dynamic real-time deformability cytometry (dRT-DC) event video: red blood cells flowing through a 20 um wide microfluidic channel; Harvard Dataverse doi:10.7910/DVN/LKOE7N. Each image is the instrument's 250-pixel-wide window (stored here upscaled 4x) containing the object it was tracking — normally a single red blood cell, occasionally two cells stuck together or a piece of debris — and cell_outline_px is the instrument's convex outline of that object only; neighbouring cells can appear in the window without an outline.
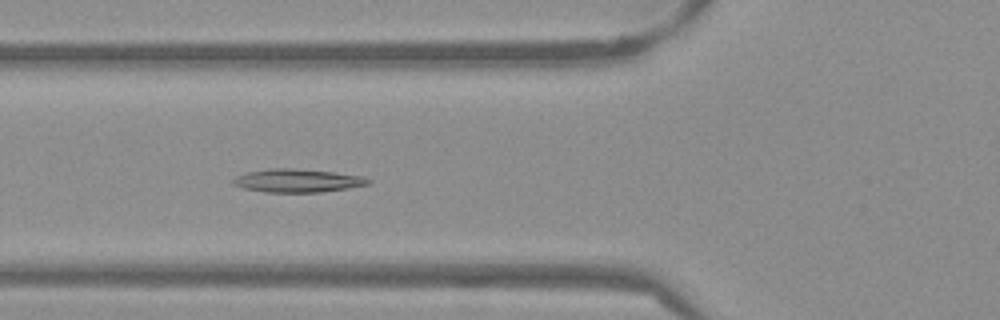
{"species": "Egyptian fruit bat (a non-hibernating species)", "species_latin": "Rousettus aegyptiacus", "temperature_condition": "warm", "stored_images_in_passage": 36, "camera_frame_rate_fps": 3000, "um_per_image_px": 0.085, "frame": {"image": 1, "passage_image": 3, "time_ms": 0.667, "image_size_px": [1000, 320], "cell_outline_px": [[372, 180], [368, 184], [348, 188], [320, 192], [264, 192], [244, 188], [232, 184], [232, 180], [236, 176], [244, 172], [272, 168], [292, 168], [336, 172], [364, 176]], "centroid_in_image_um": [25.28, 15.34], "position_along_channel_um": 100.5, "area_um2": 18.44}}
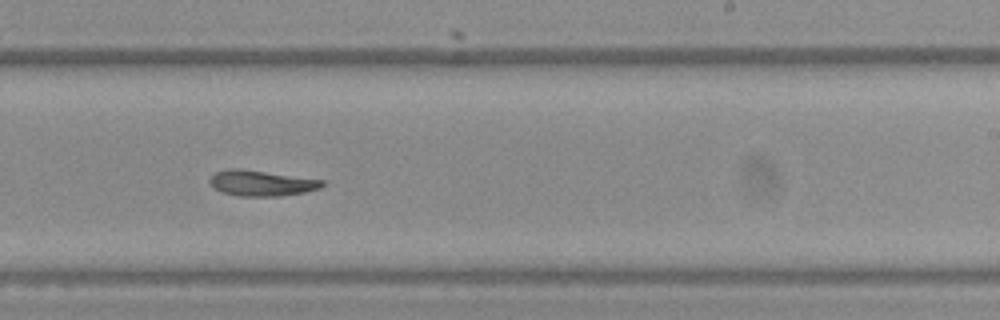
{"frame": {"image": 2, "passage_image": 16, "time_ms": 5.0, "image_size_px": [1000, 320], "cell_outline_px": [[324, 184], [320, 188], [304, 192], [280, 196], [240, 196], [220, 192], [212, 188], [208, 184], [208, 180], [216, 172], [228, 168], [240, 168], [324, 180]], "centroid_in_image_um": [22.16, 15.56], "position_along_channel_um": 266.8, "area_um2": 16.94}}
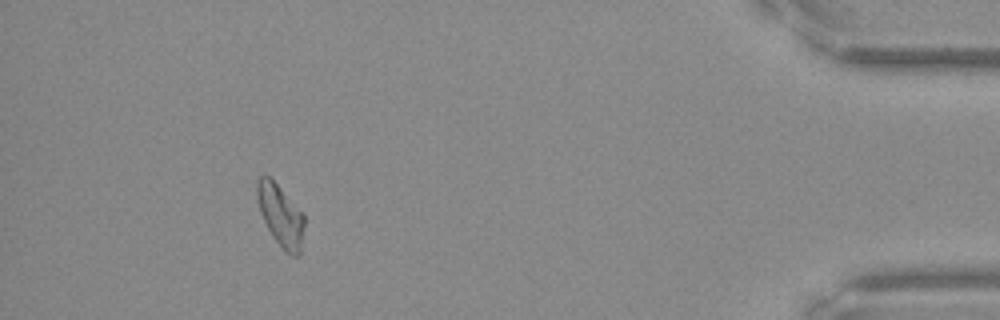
{"frame": {"image": 3, "passage_image": 32, "time_ms": 10.333, "image_size_px": [1000, 320], "cell_outline_px": [[304, 224], [300, 256], [292, 256], [272, 236], [260, 212], [256, 196], [256, 180], [260, 176], [268, 176], [280, 188], [304, 216]], "centroid_in_image_um": [23.83, 18.31], "position_along_channel_um": 411.4, "area_um2": 16.47}}